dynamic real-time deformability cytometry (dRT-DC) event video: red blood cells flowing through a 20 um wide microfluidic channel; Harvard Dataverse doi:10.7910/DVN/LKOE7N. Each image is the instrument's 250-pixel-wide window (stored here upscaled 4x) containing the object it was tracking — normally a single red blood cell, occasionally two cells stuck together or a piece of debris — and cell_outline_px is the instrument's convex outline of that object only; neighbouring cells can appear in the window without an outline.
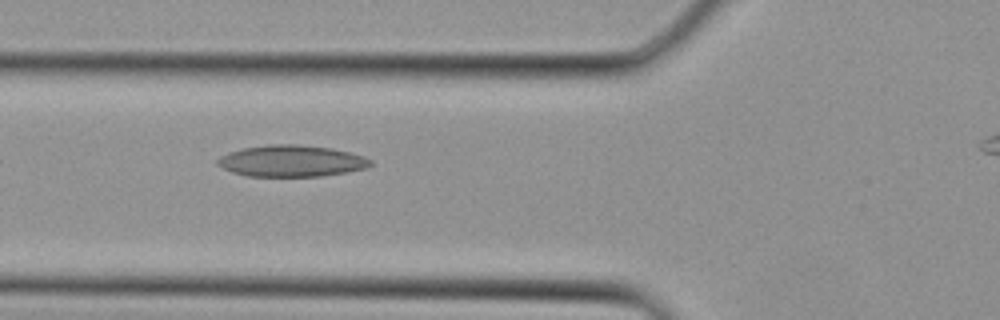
{"species": "Egyptian fruit bat (a non-hibernating species)", "species_latin": "Rousettus aegyptiacus", "temperature_condition": "cold", "stored_images_in_passage": 3, "camera_frame_rate_fps": 3000, "um_per_image_px": 0.085, "animal": {"sex": "female"}, "frame": {"image": 1, "passage_image": 3, "time_ms": 0.667, "image_size_px": [1000, 320], "cell_outline_px": [[372, 164], [368, 168], [348, 172], [320, 176], [248, 176], [232, 172], [216, 164], [216, 160], [220, 156], [244, 148], [268, 144], [296, 144], [332, 148], [364, 156], [372, 160]], "centroid_in_image_um": [24.8, 13.68], "position_along_channel_um": 101.0, "area_um2": 28.03}}